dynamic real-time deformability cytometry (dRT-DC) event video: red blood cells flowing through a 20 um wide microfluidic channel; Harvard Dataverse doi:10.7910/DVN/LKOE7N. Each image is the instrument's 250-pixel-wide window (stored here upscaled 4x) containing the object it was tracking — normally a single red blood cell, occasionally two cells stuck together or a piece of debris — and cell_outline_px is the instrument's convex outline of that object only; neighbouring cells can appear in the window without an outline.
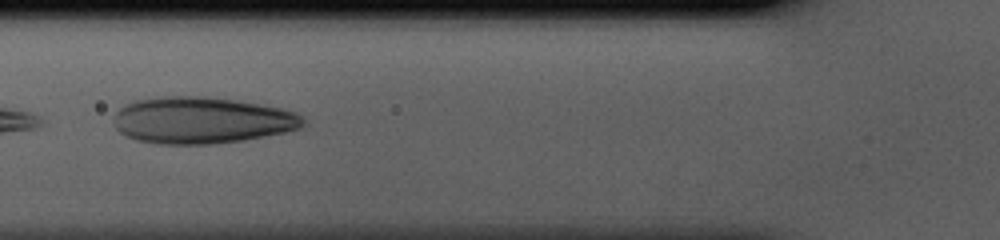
{"species": "human", "species_latin": "Homo sapiens", "temperature_condition": "cold", "stored_images_in_passage": 30, "camera_frame_rate_fps": 3000, "um_per_image_px": 0.085, "donor": {"sex": "male"}, "frame": {"image": 1, "passage_image": 4, "time_ms": 1.0, "image_size_px": [1000, 240], "cell_outline_px": [[304, 128], [244, 140], [216, 144], [160, 144], [136, 140], [124, 136], [116, 128], [116, 112], [124, 104], [136, 100], [168, 96], [200, 96], [236, 100], [260, 104], [280, 108], [296, 112], [304, 120]], "centroid_in_image_um": [17.16, 10.23], "position_along_channel_um": 108.6, "area_um2": 51.44}}
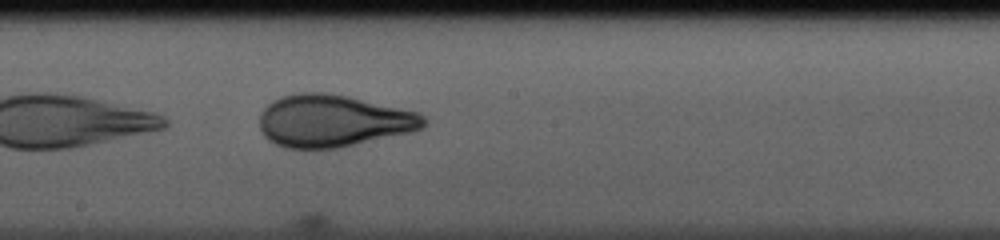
{"frame": {"image": 2, "passage_image": 12, "time_ms": 3.667, "image_size_px": [1000, 240], "cell_outline_px": [[428, 120], [424, 128], [408, 132], [340, 148], [284, 148], [268, 140], [264, 136], [260, 128], [260, 112], [272, 100], [280, 96], [296, 92], [328, 92], [348, 96], [416, 112], [424, 116]], "centroid_in_image_um": [28.27, 10.26], "position_along_channel_um": 219.9, "area_um2": 50.05}}
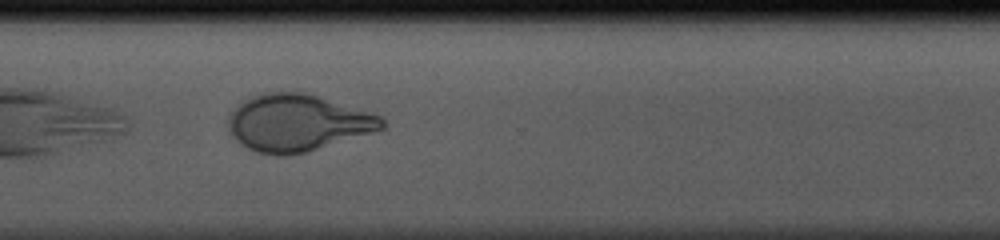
{"frame": {"image": 3, "passage_image": 21, "time_ms": 6.667, "image_size_px": [1000, 240], "cell_outline_px": [[384, 128], [376, 132], [304, 152], [284, 156], [276, 156], [256, 152], [240, 144], [236, 140], [228, 128], [228, 120], [232, 112], [244, 100], [268, 92], [304, 92], [384, 116]], "centroid_in_image_um": [25.32, 10.45], "position_along_channel_um": 345.3, "area_um2": 50.63}}